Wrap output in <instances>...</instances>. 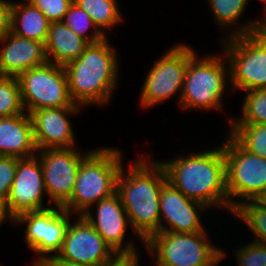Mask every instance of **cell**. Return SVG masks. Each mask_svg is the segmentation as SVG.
Here are the masks:
<instances>
[{
    "label": "cell",
    "instance_id": "cell-1",
    "mask_svg": "<svg viewBox=\"0 0 266 266\" xmlns=\"http://www.w3.org/2000/svg\"><path fill=\"white\" fill-rule=\"evenodd\" d=\"M148 157L146 153L139 155L127 170L123 163L116 181L131 228L143 244L159 232L161 187L167 180L159 161Z\"/></svg>",
    "mask_w": 266,
    "mask_h": 266
},
{
    "label": "cell",
    "instance_id": "cell-2",
    "mask_svg": "<svg viewBox=\"0 0 266 266\" xmlns=\"http://www.w3.org/2000/svg\"><path fill=\"white\" fill-rule=\"evenodd\" d=\"M200 150L187 156L159 161L166 179L183 195L201 202L209 209L222 208L229 213V199L226 189V160L223 147Z\"/></svg>",
    "mask_w": 266,
    "mask_h": 266
},
{
    "label": "cell",
    "instance_id": "cell-3",
    "mask_svg": "<svg viewBox=\"0 0 266 266\" xmlns=\"http://www.w3.org/2000/svg\"><path fill=\"white\" fill-rule=\"evenodd\" d=\"M108 37L90 43L83 53L64 67L72 101L81 106H105L117 89L118 54Z\"/></svg>",
    "mask_w": 266,
    "mask_h": 266
},
{
    "label": "cell",
    "instance_id": "cell-4",
    "mask_svg": "<svg viewBox=\"0 0 266 266\" xmlns=\"http://www.w3.org/2000/svg\"><path fill=\"white\" fill-rule=\"evenodd\" d=\"M122 158L120 148H95L81 162L72 196L62 208L83 215L92 205L114 194Z\"/></svg>",
    "mask_w": 266,
    "mask_h": 266
},
{
    "label": "cell",
    "instance_id": "cell-5",
    "mask_svg": "<svg viewBox=\"0 0 266 266\" xmlns=\"http://www.w3.org/2000/svg\"><path fill=\"white\" fill-rule=\"evenodd\" d=\"M227 81H230V75L225 55L216 53L199 57L195 53L188 61L180 107L188 111H223L222 98L228 92L226 86L230 87Z\"/></svg>",
    "mask_w": 266,
    "mask_h": 266
},
{
    "label": "cell",
    "instance_id": "cell-6",
    "mask_svg": "<svg viewBox=\"0 0 266 266\" xmlns=\"http://www.w3.org/2000/svg\"><path fill=\"white\" fill-rule=\"evenodd\" d=\"M208 233L158 232L144 246L154 266H219L227 254L211 243Z\"/></svg>",
    "mask_w": 266,
    "mask_h": 266
},
{
    "label": "cell",
    "instance_id": "cell-7",
    "mask_svg": "<svg viewBox=\"0 0 266 266\" xmlns=\"http://www.w3.org/2000/svg\"><path fill=\"white\" fill-rule=\"evenodd\" d=\"M222 147L226 160L229 213L266 191V158L246 151L230 134Z\"/></svg>",
    "mask_w": 266,
    "mask_h": 266
},
{
    "label": "cell",
    "instance_id": "cell-8",
    "mask_svg": "<svg viewBox=\"0 0 266 266\" xmlns=\"http://www.w3.org/2000/svg\"><path fill=\"white\" fill-rule=\"evenodd\" d=\"M229 63L230 90L266 89V43L256 34L220 40Z\"/></svg>",
    "mask_w": 266,
    "mask_h": 266
},
{
    "label": "cell",
    "instance_id": "cell-9",
    "mask_svg": "<svg viewBox=\"0 0 266 266\" xmlns=\"http://www.w3.org/2000/svg\"><path fill=\"white\" fill-rule=\"evenodd\" d=\"M188 44L177 43L155 61L144 79L139 103L142 108H152L178 95L180 104L184 77L189 59L196 53Z\"/></svg>",
    "mask_w": 266,
    "mask_h": 266
},
{
    "label": "cell",
    "instance_id": "cell-10",
    "mask_svg": "<svg viewBox=\"0 0 266 266\" xmlns=\"http://www.w3.org/2000/svg\"><path fill=\"white\" fill-rule=\"evenodd\" d=\"M17 78L28 114L43 108L81 107L70 97L66 72L61 65L47 62L22 72Z\"/></svg>",
    "mask_w": 266,
    "mask_h": 266
},
{
    "label": "cell",
    "instance_id": "cell-11",
    "mask_svg": "<svg viewBox=\"0 0 266 266\" xmlns=\"http://www.w3.org/2000/svg\"><path fill=\"white\" fill-rule=\"evenodd\" d=\"M75 214L54 206L40 211H27L15 217V224L25 225L24 241L30 252L36 253L37 263L55 257L60 252L70 220Z\"/></svg>",
    "mask_w": 266,
    "mask_h": 266
},
{
    "label": "cell",
    "instance_id": "cell-12",
    "mask_svg": "<svg viewBox=\"0 0 266 266\" xmlns=\"http://www.w3.org/2000/svg\"><path fill=\"white\" fill-rule=\"evenodd\" d=\"M78 147L37 150L48 205L63 207L71 198L81 162L93 151ZM54 203V204H53Z\"/></svg>",
    "mask_w": 266,
    "mask_h": 266
},
{
    "label": "cell",
    "instance_id": "cell-13",
    "mask_svg": "<svg viewBox=\"0 0 266 266\" xmlns=\"http://www.w3.org/2000/svg\"><path fill=\"white\" fill-rule=\"evenodd\" d=\"M77 217L70 221L56 257L81 266H105L116 253L85 217Z\"/></svg>",
    "mask_w": 266,
    "mask_h": 266
},
{
    "label": "cell",
    "instance_id": "cell-14",
    "mask_svg": "<svg viewBox=\"0 0 266 266\" xmlns=\"http://www.w3.org/2000/svg\"><path fill=\"white\" fill-rule=\"evenodd\" d=\"M159 207V232L195 233L208 229L201 214L209 208L186 197L167 180L161 187Z\"/></svg>",
    "mask_w": 266,
    "mask_h": 266
},
{
    "label": "cell",
    "instance_id": "cell-15",
    "mask_svg": "<svg viewBox=\"0 0 266 266\" xmlns=\"http://www.w3.org/2000/svg\"><path fill=\"white\" fill-rule=\"evenodd\" d=\"M92 206L82 216L93 225L114 252L116 254L137 253L138 250L133 240H127V243L125 241V234L131 225L118 193L115 192ZM94 207L97 209L95 215L92 213Z\"/></svg>",
    "mask_w": 266,
    "mask_h": 266
},
{
    "label": "cell",
    "instance_id": "cell-16",
    "mask_svg": "<svg viewBox=\"0 0 266 266\" xmlns=\"http://www.w3.org/2000/svg\"><path fill=\"white\" fill-rule=\"evenodd\" d=\"M45 195L47 193L39 157L18 158L16 175L6 201L10 212L16 217L27 211L51 208L52 205H44L47 203L44 202Z\"/></svg>",
    "mask_w": 266,
    "mask_h": 266
},
{
    "label": "cell",
    "instance_id": "cell-17",
    "mask_svg": "<svg viewBox=\"0 0 266 266\" xmlns=\"http://www.w3.org/2000/svg\"><path fill=\"white\" fill-rule=\"evenodd\" d=\"M81 111L83 107L43 108L32 111L29 115L37 150L77 147L69 116H77Z\"/></svg>",
    "mask_w": 266,
    "mask_h": 266
},
{
    "label": "cell",
    "instance_id": "cell-18",
    "mask_svg": "<svg viewBox=\"0 0 266 266\" xmlns=\"http://www.w3.org/2000/svg\"><path fill=\"white\" fill-rule=\"evenodd\" d=\"M0 45L1 76L18 77L48 62L44 43L19 37L11 31L0 40Z\"/></svg>",
    "mask_w": 266,
    "mask_h": 266
},
{
    "label": "cell",
    "instance_id": "cell-19",
    "mask_svg": "<svg viewBox=\"0 0 266 266\" xmlns=\"http://www.w3.org/2000/svg\"><path fill=\"white\" fill-rule=\"evenodd\" d=\"M37 154L30 115L0 117V156L30 158Z\"/></svg>",
    "mask_w": 266,
    "mask_h": 266
},
{
    "label": "cell",
    "instance_id": "cell-20",
    "mask_svg": "<svg viewBox=\"0 0 266 266\" xmlns=\"http://www.w3.org/2000/svg\"><path fill=\"white\" fill-rule=\"evenodd\" d=\"M89 44L62 21L51 22L44 44L47 61L65 66L77 59Z\"/></svg>",
    "mask_w": 266,
    "mask_h": 266
},
{
    "label": "cell",
    "instance_id": "cell-21",
    "mask_svg": "<svg viewBox=\"0 0 266 266\" xmlns=\"http://www.w3.org/2000/svg\"><path fill=\"white\" fill-rule=\"evenodd\" d=\"M248 1L250 0H206L218 27L226 31L229 29L226 37L255 33V30L265 21L266 15L263 16L264 18L261 17L262 19H249L246 24H238L242 15L245 14Z\"/></svg>",
    "mask_w": 266,
    "mask_h": 266
},
{
    "label": "cell",
    "instance_id": "cell-22",
    "mask_svg": "<svg viewBox=\"0 0 266 266\" xmlns=\"http://www.w3.org/2000/svg\"><path fill=\"white\" fill-rule=\"evenodd\" d=\"M50 23L44 13L27 0L12 1L11 32L13 34L45 44Z\"/></svg>",
    "mask_w": 266,
    "mask_h": 266
},
{
    "label": "cell",
    "instance_id": "cell-23",
    "mask_svg": "<svg viewBox=\"0 0 266 266\" xmlns=\"http://www.w3.org/2000/svg\"><path fill=\"white\" fill-rule=\"evenodd\" d=\"M94 21L97 28L105 35L123 21L118 0H73Z\"/></svg>",
    "mask_w": 266,
    "mask_h": 266
},
{
    "label": "cell",
    "instance_id": "cell-24",
    "mask_svg": "<svg viewBox=\"0 0 266 266\" xmlns=\"http://www.w3.org/2000/svg\"><path fill=\"white\" fill-rule=\"evenodd\" d=\"M237 220L248 227L254 239L251 241L266 245V207L257 200H249L237 206L232 213Z\"/></svg>",
    "mask_w": 266,
    "mask_h": 266
},
{
    "label": "cell",
    "instance_id": "cell-25",
    "mask_svg": "<svg viewBox=\"0 0 266 266\" xmlns=\"http://www.w3.org/2000/svg\"><path fill=\"white\" fill-rule=\"evenodd\" d=\"M229 134L248 152L266 158V124H229Z\"/></svg>",
    "mask_w": 266,
    "mask_h": 266
},
{
    "label": "cell",
    "instance_id": "cell-26",
    "mask_svg": "<svg viewBox=\"0 0 266 266\" xmlns=\"http://www.w3.org/2000/svg\"><path fill=\"white\" fill-rule=\"evenodd\" d=\"M241 115L228 119L230 124H266V89L245 91Z\"/></svg>",
    "mask_w": 266,
    "mask_h": 266
},
{
    "label": "cell",
    "instance_id": "cell-27",
    "mask_svg": "<svg viewBox=\"0 0 266 266\" xmlns=\"http://www.w3.org/2000/svg\"><path fill=\"white\" fill-rule=\"evenodd\" d=\"M62 22L89 43H97L107 37L97 28L89 15L74 2L70 5Z\"/></svg>",
    "mask_w": 266,
    "mask_h": 266
},
{
    "label": "cell",
    "instance_id": "cell-28",
    "mask_svg": "<svg viewBox=\"0 0 266 266\" xmlns=\"http://www.w3.org/2000/svg\"><path fill=\"white\" fill-rule=\"evenodd\" d=\"M25 112L18 78L0 75V117L16 116Z\"/></svg>",
    "mask_w": 266,
    "mask_h": 266
},
{
    "label": "cell",
    "instance_id": "cell-29",
    "mask_svg": "<svg viewBox=\"0 0 266 266\" xmlns=\"http://www.w3.org/2000/svg\"><path fill=\"white\" fill-rule=\"evenodd\" d=\"M234 253L237 266H266V245L249 241L245 246L237 247Z\"/></svg>",
    "mask_w": 266,
    "mask_h": 266
},
{
    "label": "cell",
    "instance_id": "cell-30",
    "mask_svg": "<svg viewBox=\"0 0 266 266\" xmlns=\"http://www.w3.org/2000/svg\"><path fill=\"white\" fill-rule=\"evenodd\" d=\"M41 10L50 22L62 21L73 0H27Z\"/></svg>",
    "mask_w": 266,
    "mask_h": 266
},
{
    "label": "cell",
    "instance_id": "cell-31",
    "mask_svg": "<svg viewBox=\"0 0 266 266\" xmlns=\"http://www.w3.org/2000/svg\"><path fill=\"white\" fill-rule=\"evenodd\" d=\"M18 158L0 156V200L7 201L16 175Z\"/></svg>",
    "mask_w": 266,
    "mask_h": 266
},
{
    "label": "cell",
    "instance_id": "cell-32",
    "mask_svg": "<svg viewBox=\"0 0 266 266\" xmlns=\"http://www.w3.org/2000/svg\"><path fill=\"white\" fill-rule=\"evenodd\" d=\"M12 1L0 0V40L11 31Z\"/></svg>",
    "mask_w": 266,
    "mask_h": 266
},
{
    "label": "cell",
    "instance_id": "cell-33",
    "mask_svg": "<svg viewBox=\"0 0 266 266\" xmlns=\"http://www.w3.org/2000/svg\"><path fill=\"white\" fill-rule=\"evenodd\" d=\"M138 253L116 254L105 266H140Z\"/></svg>",
    "mask_w": 266,
    "mask_h": 266
},
{
    "label": "cell",
    "instance_id": "cell-34",
    "mask_svg": "<svg viewBox=\"0 0 266 266\" xmlns=\"http://www.w3.org/2000/svg\"><path fill=\"white\" fill-rule=\"evenodd\" d=\"M7 220L15 225V216L10 212L7 202L0 200V226Z\"/></svg>",
    "mask_w": 266,
    "mask_h": 266
},
{
    "label": "cell",
    "instance_id": "cell-35",
    "mask_svg": "<svg viewBox=\"0 0 266 266\" xmlns=\"http://www.w3.org/2000/svg\"><path fill=\"white\" fill-rule=\"evenodd\" d=\"M34 266H81L73 263H69L55 257L47 258Z\"/></svg>",
    "mask_w": 266,
    "mask_h": 266
},
{
    "label": "cell",
    "instance_id": "cell-36",
    "mask_svg": "<svg viewBox=\"0 0 266 266\" xmlns=\"http://www.w3.org/2000/svg\"><path fill=\"white\" fill-rule=\"evenodd\" d=\"M255 33L266 43V19L265 21L255 30Z\"/></svg>",
    "mask_w": 266,
    "mask_h": 266
},
{
    "label": "cell",
    "instance_id": "cell-37",
    "mask_svg": "<svg viewBox=\"0 0 266 266\" xmlns=\"http://www.w3.org/2000/svg\"><path fill=\"white\" fill-rule=\"evenodd\" d=\"M259 203L266 207V191H264L257 199Z\"/></svg>",
    "mask_w": 266,
    "mask_h": 266
},
{
    "label": "cell",
    "instance_id": "cell-38",
    "mask_svg": "<svg viewBox=\"0 0 266 266\" xmlns=\"http://www.w3.org/2000/svg\"><path fill=\"white\" fill-rule=\"evenodd\" d=\"M260 1H262L264 3V5H265L264 6V12L263 13H264V15H266V0H260Z\"/></svg>",
    "mask_w": 266,
    "mask_h": 266
}]
</instances>
